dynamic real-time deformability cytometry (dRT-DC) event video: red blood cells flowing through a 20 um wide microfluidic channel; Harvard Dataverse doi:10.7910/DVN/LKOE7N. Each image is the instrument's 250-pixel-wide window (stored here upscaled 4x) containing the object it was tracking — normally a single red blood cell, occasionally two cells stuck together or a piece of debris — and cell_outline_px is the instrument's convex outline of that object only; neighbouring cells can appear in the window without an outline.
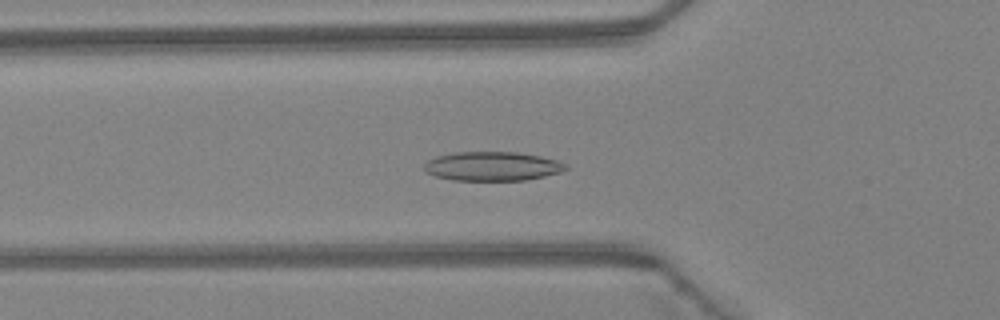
{"species": "Egyptian fruit bat (a non-hibernating species)", "species_latin": "Rousettus aegyptiacus", "temperature_condition": "warm", "stored_images_in_passage": 48, "camera_frame_rate_fps": 3000, "um_per_image_px": 0.085, "animal": {"sex": "female"}, "frame": {"image": 1, "passage_image": 17, "time_ms": 5.333, "image_size_px": [1000, 320], "cell_outline_px": [[568, 168], [560, 172], [544, 176], [524, 180], [452, 180], [436, 176], [424, 172], [424, 164], [428, 160], [436, 156], [456, 152], [516, 152], [540, 156], [556, 160], [568, 164]], "centroid_in_image_um": [41.83, 14.13], "position_along_channel_um": 84.0, "area_um2": 23.99}}
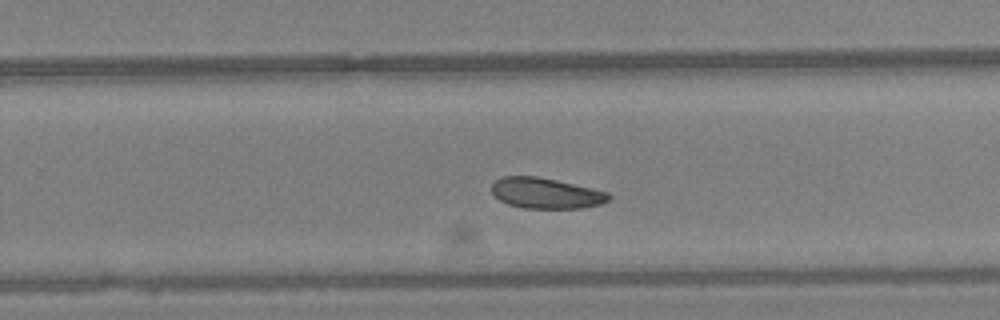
{"frame": {"image": 2, "passage_image": 31, "time_ms": 10.0, "image_size_px": [1000, 320], "cell_outline_px": [[612, 196], [608, 200], [600, 204], [584, 208], [524, 208], [508, 204], [500, 200], [492, 192], [492, 184], [500, 176], [536, 176], [556, 180], [608, 192]], "centroid_in_image_um": [46.4, 16.42], "position_along_channel_um": 283.4, "area_um2": 20.81}}
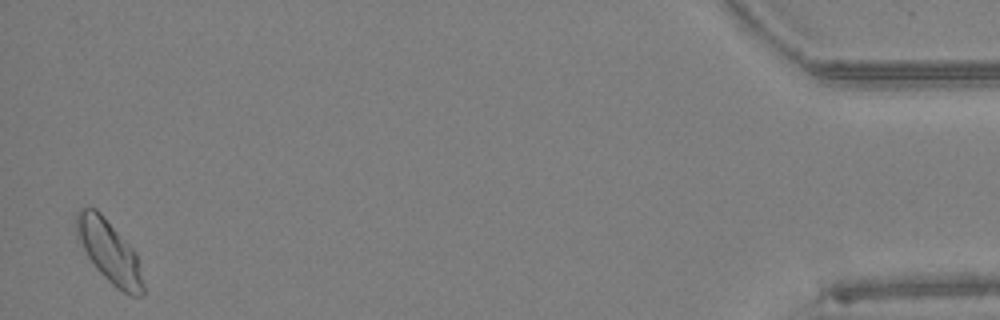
{"frame": {"image": 3, "passage_image": 47, "time_ms": 15.333, "image_size_px": [1000, 320], "cell_outline_px": [[144, 296], [132, 296], [116, 288], [96, 268], [88, 256], [76, 232], [76, 212], [80, 208], [96, 208], [100, 212], [136, 252], [140, 260], [144, 284]], "centroid_in_image_um": [9.34, 21.41], "position_along_channel_um": 425.9, "area_um2": 24.1}, "authors_computed_cell_mechanics": {"area_um2": 22.4264, "velocity_mm_per_s": 4.2887, "shape_relaxation_time_tau1_ms": 7.131, "shape_relaxation_time_tau2_ms": null, "deformation_change_tau1": 0.1116, "deformation_change_tau2": null}}